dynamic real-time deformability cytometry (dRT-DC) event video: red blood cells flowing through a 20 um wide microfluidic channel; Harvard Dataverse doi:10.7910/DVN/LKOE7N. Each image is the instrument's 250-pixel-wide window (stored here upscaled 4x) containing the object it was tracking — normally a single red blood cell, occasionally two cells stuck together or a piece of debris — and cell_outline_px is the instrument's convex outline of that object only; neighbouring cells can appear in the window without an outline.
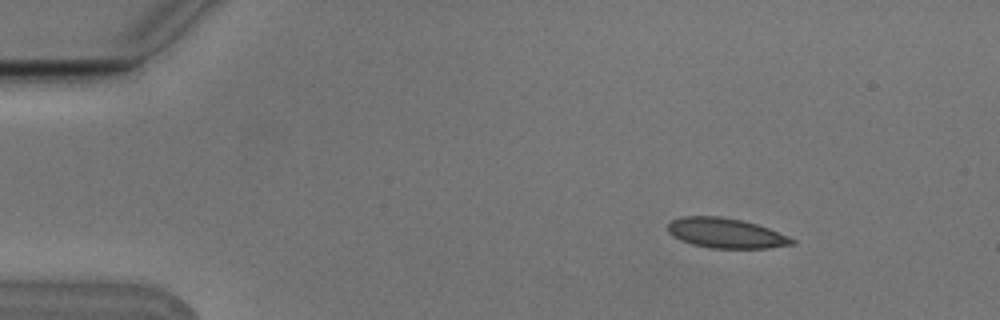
{"species": "Egyptian fruit bat (a non-hibernating species)", "species_latin": "Rousettus aegyptiacus", "temperature_condition": "cold", "stored_images_in_passage": 4, "camera_frame_rate_fps": 3000, "um_per_image_px": 0.085, "animal": {"sex": "male"}, "frame": {"image": 1, "passage_image": 2, "time_ms": 0.333, "image_size_px": [1000, 320], "cell_outline_px": [[796, 244], [768, 248], [712, 248], [692, 244], [680, 240], [672, 236], [668, 232], [668, 224], [672, 220], [684, 216], [720, 216], [740, 220], [756, 224], [768, 228], [788, 236], [796, 240]], "centroid_in_image_um": [61.7, 19.82], "position_along_channel_um": 23.3, "area_um2": 21.62}}